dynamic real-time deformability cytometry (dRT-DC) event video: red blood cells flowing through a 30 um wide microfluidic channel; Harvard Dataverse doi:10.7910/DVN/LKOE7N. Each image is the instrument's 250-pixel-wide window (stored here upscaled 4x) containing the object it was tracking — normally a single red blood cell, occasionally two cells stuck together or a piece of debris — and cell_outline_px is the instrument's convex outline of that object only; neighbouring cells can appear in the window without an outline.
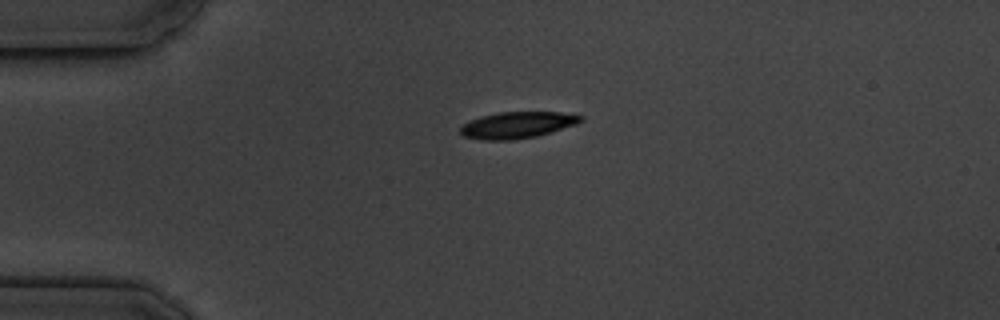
{"species": "common noctule bat (a hibernating species)", "species_latin": "Nyctalus noctula", "temperature_condition": "cold", "stored_images_in_passage": 2, "camera_frame_rate_fps": 3000, "um_per_image_px": 0.085, "animal": {"sex": "male", "body_mass_g": 19.5, "forearm_length_mm": 54.6}, "frame": {"image": 1, "passage_image": 1, "time_ms": 0.0, "image_size_px": [1000, 320], "cell_outline_px": [[584, 120], [576, 124], [552, 132], [536, 136], [512, 140], [484, 140], [464, 136], [460, 132], [460, 128], [468, 120], [480, 116], [500, 112], [560, 112], [584, 116]], "centroid_in_image_um": [43.98, 10.62], "position_along_channel_um": 41.0, "area_um2": 18.61}}